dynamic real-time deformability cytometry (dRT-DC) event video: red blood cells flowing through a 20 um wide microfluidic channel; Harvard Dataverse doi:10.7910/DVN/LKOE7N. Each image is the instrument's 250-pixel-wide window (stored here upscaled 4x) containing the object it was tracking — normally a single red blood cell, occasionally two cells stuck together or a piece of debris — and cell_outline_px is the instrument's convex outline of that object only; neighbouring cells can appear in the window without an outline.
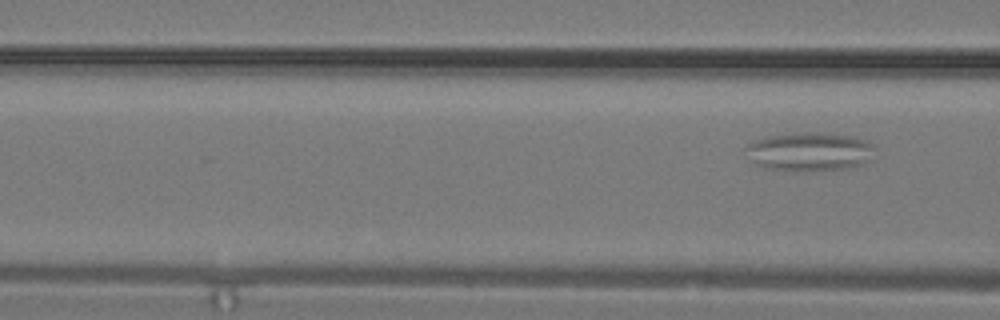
{"species": "common noctule bat (a hibernating species)", "species_latin": "Nyctalus noctula", "temperature_condition": "warm", "stored_images_in_passage": 6, "camera_frame_rate_fps": 3000, "um_per_image_px": 0.085, "animal": {"sex": "male", "body_mass_g": 19.2, "forearm_length_mm": 51.8}, "frame": {"image": 1, "passage_image": 6, "time_ms": 1.667, "image_size_px": [1000, 320], "cell_outline_px": [[872, 148], [864, 160], [860, 164], [848, 168], [796, 172], [768, 168], [756, 164], [752, 160], [744, 148], [748, 144], [764, 136], [804, 132], [828, 132], [852, 136], [868, 140], [872, 144]], "centroid_in_image_um": [68.74, 12.87], "position_along_channel_um": 97.9, "area_um2": 28.9}}